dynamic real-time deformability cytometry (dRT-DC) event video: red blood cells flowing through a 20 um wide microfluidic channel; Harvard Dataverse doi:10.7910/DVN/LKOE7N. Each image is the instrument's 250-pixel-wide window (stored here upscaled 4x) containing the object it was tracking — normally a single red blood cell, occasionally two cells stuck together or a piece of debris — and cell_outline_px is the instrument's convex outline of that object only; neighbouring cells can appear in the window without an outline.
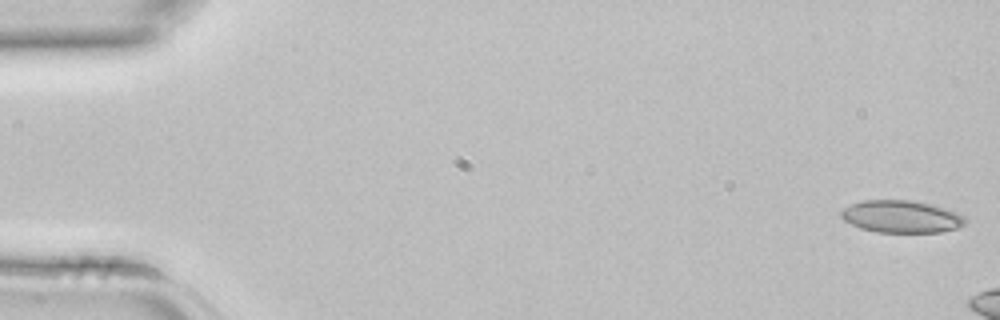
{"species": "common noctule bat (a hibernating species)", "species_latin": "Nyctalus noctula", "temperature_condition": "room temperature", "stored_images_in_passage": 3, "camera_frame_rate_fps": 3000, "um_per_image_px": 0.085, "animal": {"sex": "female", "body_mass_g": 22.7, "forearm_length_mm": 54.2}, "frame": {"image": 1, "passage_image": 1, "time_ms": 0.0, "image_size_px": [1000, 320], "cell_outline_px": [[968, 220], [964, 224], [956, 228], [940, 232], [876, 232], [860, 228], [844, 220], [840, 216], [840, 212], [844, 208], [852, 204], [864, 200], [912, 200], [932, 204], [956, 212], [964, 216]], "centroid_in_image_um": [76.62, 18.41], "position_along_channel_um": 8.4, "area_um2": 23.35}}